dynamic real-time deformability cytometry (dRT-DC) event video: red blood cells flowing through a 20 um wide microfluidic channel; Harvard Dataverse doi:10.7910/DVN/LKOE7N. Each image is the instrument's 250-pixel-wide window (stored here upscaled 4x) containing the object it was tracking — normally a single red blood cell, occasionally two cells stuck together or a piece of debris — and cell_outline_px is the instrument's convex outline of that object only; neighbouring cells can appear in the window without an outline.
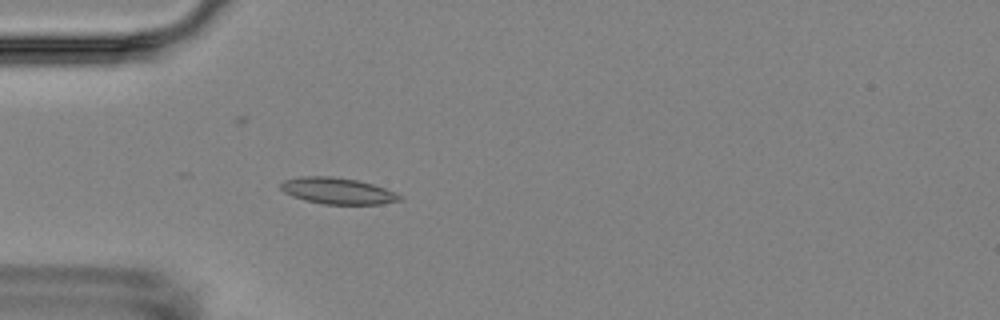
{"species": "Egyptian fruit bat (a non-hibernating species)", "species_latin": "Rousettus aegyptiacus", "temperature_condition": "room temperature", "stored_images_in_passage": 3, "camera_frame_rate_fps": 3000, "um_per_image_px": 0.085, "animal": {"sex": "female"}, "frame": {"image": 1, "passage_image": 3, "time_ms": 2.333, "image_size_px": [1000, 320], "cell_outline_px": [[404, 200], [380, 204], [320, 204], [304, 200], [292, 196], [284, 192], [280, 188], [280, 184], [284, 180], [300, 176], [332, 176], [356, 180], [372, 184], [396, 192], [404, 196]], "centroid_in_image_um": [28.71, 16.23], "position_along_channel_um": 56.3, "area_um2": 18.44}}